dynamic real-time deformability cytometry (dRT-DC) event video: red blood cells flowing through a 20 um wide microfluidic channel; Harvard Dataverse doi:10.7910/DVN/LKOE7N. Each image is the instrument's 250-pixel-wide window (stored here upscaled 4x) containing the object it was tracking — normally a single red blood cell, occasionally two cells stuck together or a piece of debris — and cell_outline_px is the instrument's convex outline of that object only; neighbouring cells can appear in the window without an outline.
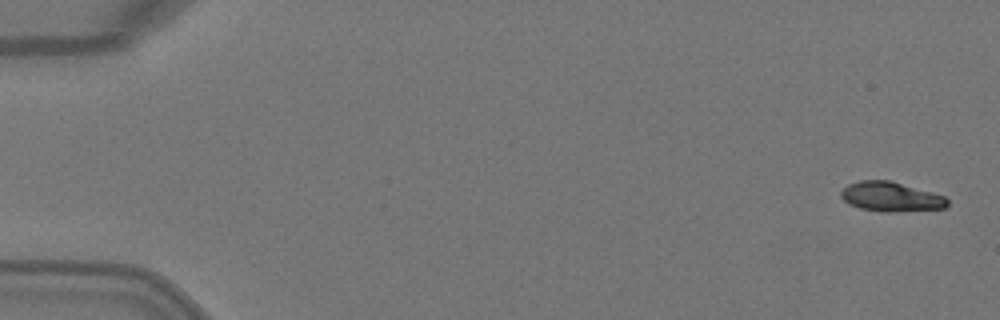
{"species": "Egyptian fruit bat (a non-hibernating species)", "species_latin": "Rousettus aegyptiacus", "temperature_condition": "warm", "stored_images_in_passage": 4, "camera_frame_rate_fps": 3000, "um_per_image_px": 0.085, "animal": {"sex": "female"}, "frame": {"image": 1, "passage_image": 1, "time_ms": 0.0, "image_size_px": [1000, 320], "cell_outline_px": [[948, 204], [944, 208], [892, 212], [880, 212], [860, 208], [848, 204], [840, 196], [840, 192], [848, 184], [860, 180], [888, 180], [944, 196], [948, 200]], "centroid_in_image_um": [75.67, 16.73], "position_along_channel_um": 9.3, "area_um2": 18.15}}
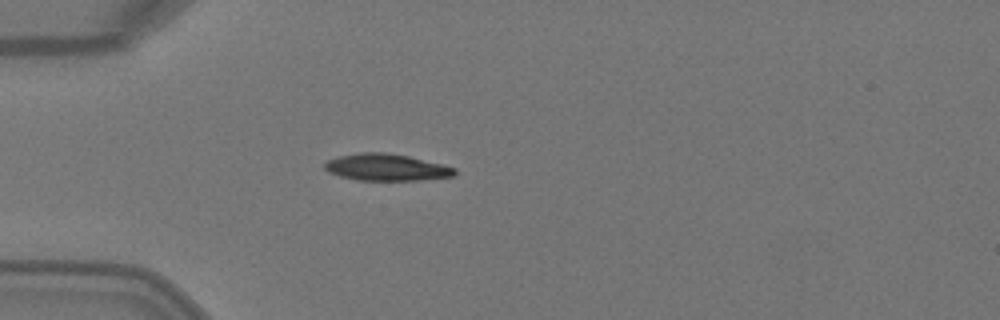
{"frame": {"image": 2, "passage_image": 4, "time_ms": 1.0, "image_size_px": [1000, 320], "cell_outline_px": [[456, 176], [420, 180], [356, 180], [340, 176], [328, 172], [324, 168], [324, 164], [328, 160], [340, 156], [360, 152], [384, 152], [408, 156], [444, 164], [456, 168]], "centroid_in_image_um": [32.87, 14.22], "position_along_channel_um": 52.1, "area_um2": 20.4}}